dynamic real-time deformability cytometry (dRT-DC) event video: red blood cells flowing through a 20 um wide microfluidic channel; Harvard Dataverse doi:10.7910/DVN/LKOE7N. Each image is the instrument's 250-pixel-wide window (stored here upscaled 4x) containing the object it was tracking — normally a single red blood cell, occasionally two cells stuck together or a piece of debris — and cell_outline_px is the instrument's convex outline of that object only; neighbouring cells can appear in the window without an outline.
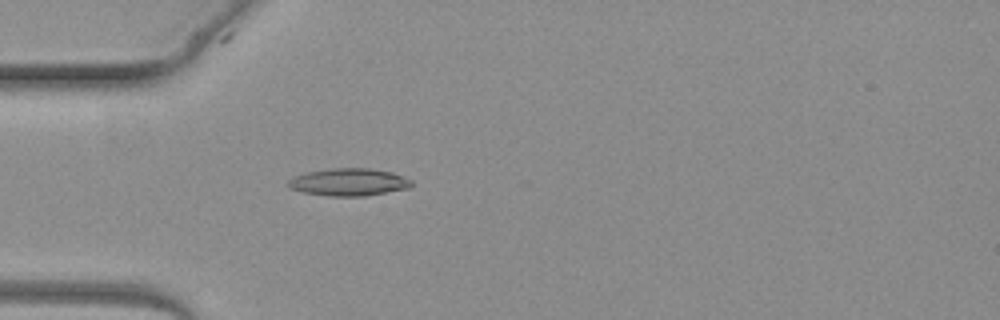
{"species": "common noctule bat (a hibernating species)", "species_latin": "Nyctalus noctula", "temperature_condition": "warm", "stored_images_in_passage": 3, "camera_frame_rate_fps": 3000, "um_per_image_px": 0.085, "animal": {"sex": "female", "body_mass_g": 19.3, "forearm_length_mm": 54.1}, "frame": {"image": 1, "passage_image": 3, "time_ms": 2.667, "image_size_px": [1000, 320], "cell_outline_px": [[412, 184], [408, 188], [364, 196], [328, 196], [304, 192], [288, 188], [288, 180], [304, 172], [332, 168], [372, 168], [392, 172], [412, 180]], "centroid_in_image_um": [29.63, 15.47], "position_along_channel_um": 55.4, "area_um2": 19.71}}